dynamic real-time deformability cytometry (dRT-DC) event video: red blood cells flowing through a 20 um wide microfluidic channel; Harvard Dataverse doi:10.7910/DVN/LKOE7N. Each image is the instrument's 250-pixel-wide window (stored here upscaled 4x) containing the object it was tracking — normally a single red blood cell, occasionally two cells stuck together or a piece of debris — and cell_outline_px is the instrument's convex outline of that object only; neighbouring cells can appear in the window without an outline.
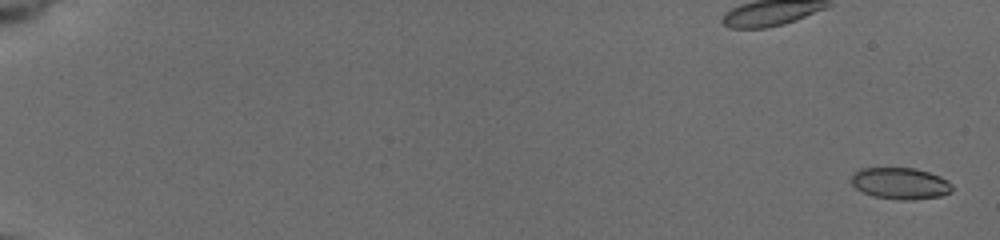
{"species": "common noctule bat (a hibernating species)", "species_latin": "Nyctalus noctula", "temperature_condition": "cold", "stored_images_in_passage": 14, "camera_frame_rate_fps": 3000, "um_per_image_px": 0.085, "animal": {"sex": "female", "body_mass_g": 19.5, "forearm_length_mm": 54.1}, "frame": {"image": 1, "passage_image": 1, "time_ms": 0.0, "image_size_px": [1000, 240], "cell_outline_px": [[952, 192], [940, 196], [912, 200], [900, 200], [872, 196], [856, 188], [852, 184], [852, 172], [860, 168], [916, 168], [940, 176], [948, 180], [952, 184]], "centroid_in_image_um": [76.53, 15.58], "position_along_channel_um": 8.5, "area_um2": 18.67}}